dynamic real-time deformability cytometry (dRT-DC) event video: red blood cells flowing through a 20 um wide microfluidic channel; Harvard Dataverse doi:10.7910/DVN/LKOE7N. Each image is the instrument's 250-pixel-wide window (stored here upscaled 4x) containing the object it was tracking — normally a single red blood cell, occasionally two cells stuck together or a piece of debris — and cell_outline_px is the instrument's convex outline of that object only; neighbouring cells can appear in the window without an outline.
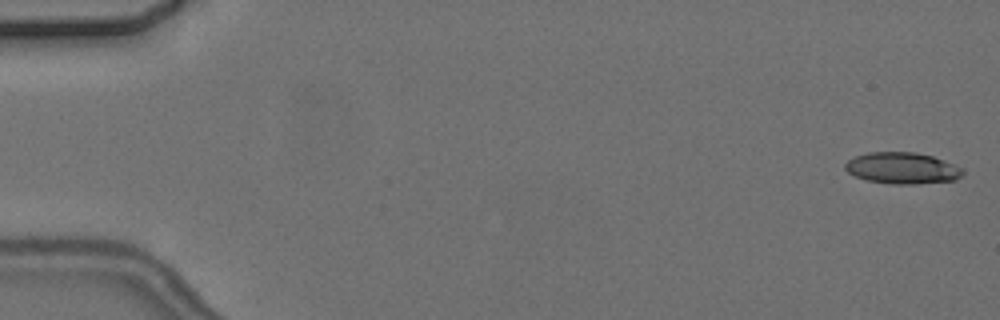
{"species": "common noctule bat (a hibernating species)", "species_latin": "Nyctalus noctula", "temperature_condition": "cold", "stored_images_in_passage": 3, "camera_frame_rate_fps": 3000, "um_per_image_px": 0.085, "animal": {"sex": "female", "body_mass_g": 24.6, "forearm_length_mm": 56.2}, "frame": {"image": 1, "passage_image": 1, "time_ms": 0.0, "image_size_px": [1000, 320], "cell_outline_px": [[964, 176], [956, 180], [916, 184], [892, 184], [868, 180], [856, 176], [848, 172], [844, 168], [844, 164], [848, 160], [856, 156], [868, 152], [916, 152], [932, 156], [944, 160], [964, 168]], "centroid_in_image_um": [76.74, 14.29], "position_along_channel_um": 8.3, "area_um2": 21.68}}